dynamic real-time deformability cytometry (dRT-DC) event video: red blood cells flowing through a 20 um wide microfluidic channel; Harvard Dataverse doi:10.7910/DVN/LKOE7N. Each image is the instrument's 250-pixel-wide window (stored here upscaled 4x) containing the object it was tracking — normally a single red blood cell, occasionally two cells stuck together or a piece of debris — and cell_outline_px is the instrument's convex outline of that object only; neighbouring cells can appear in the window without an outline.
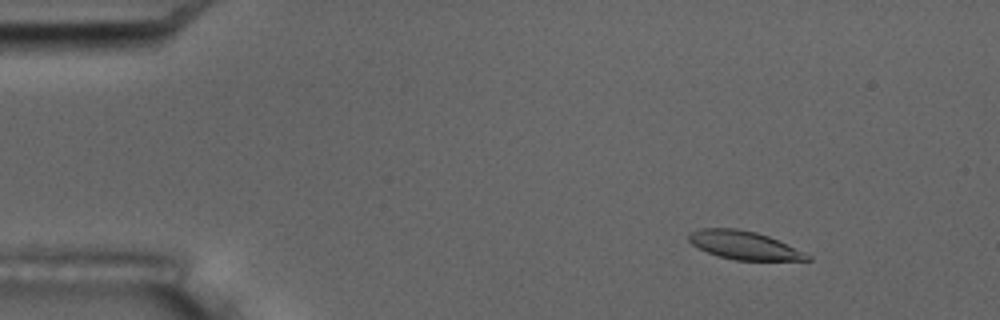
{"species": "common noctule bat (a hibernating species)", "species_latin": "Nyctalus noctula", "temperature_condition": "room temperature", "stored_images_in_passage": 6, "camera_frame_rate_fps": 3000, "um_per_image_px": 0.085, "animal": {"sex": "male", "body_mass_g": 17.5, "forearm_length_mm": 52.3}, "frame": {"image": 1, "passage_image": 3, "time_ms": 2.333, "image_size_px": [1000, 320], "cell_outline_px": [[812, 260], [736, 260], [720, 256], [708, 252], [692, 244], [688, 240], [688, 236], [692, 232], [700, 228], [736, 228], [756, 232], [768, 236], [812, 256]], "centroid_in_image_um": [63.24, 20.84], "position_along_channel_um": 21.8, "area_um2": 19.19}}